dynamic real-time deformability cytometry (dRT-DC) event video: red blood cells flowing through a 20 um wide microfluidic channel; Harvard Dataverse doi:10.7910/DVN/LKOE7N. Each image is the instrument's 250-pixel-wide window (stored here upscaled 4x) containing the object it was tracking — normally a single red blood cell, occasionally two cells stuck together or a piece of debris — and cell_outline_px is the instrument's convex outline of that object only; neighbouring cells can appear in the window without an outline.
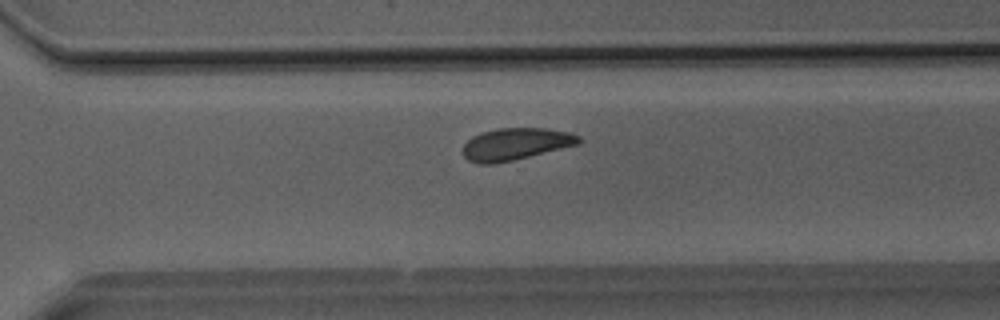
{"species": "Egyptian fruit bat (a non-hibernating species)", "species_latin": "Rousettus aegyptiacus", "temperature_condition": "room temperature", "stored_images_in_passage": 34, "camera_frame_rate_fps": 3000, "um_per_image_px": 0.085, "animal": {"sex": "male"}, "frame": {"image": 1, "passage_image": 22, "time_ms": 7.0, "image_size_px": [1000, 320], "cell_outline_px": [[584, 140], [580, 144], [496, 164], [480, 164], [468, 160], [464, 156], [464, 144], [472, 136], [480, 132], [496, 128], [548, 128], [568, 132], [580, 136]], "centroid_in_image_um": [43.85, 12.23], "position_along_channel_um": 326.7, "area_um2": 21.79}}
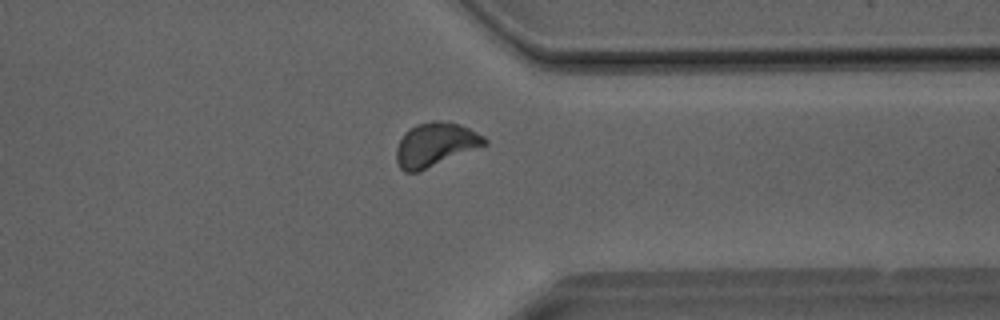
{"frame": {"image": 2, "passage_image": 25, "time_ms": 8.0, "image_size_px": [1000, 320], "cell_outline_px": [[488, 144], [416, 172], [404, 172], [400, 168], [396, 160], [396, 148], [404, 132], [408, 128], [416, 124], [432, 120], [440, 120], [460, 124], [484, 136], [488, 140]], "centroid_in_image_um": [36.98, 12.26], "position_along_channel_um": 374.4, "area_um2": 22.43}}
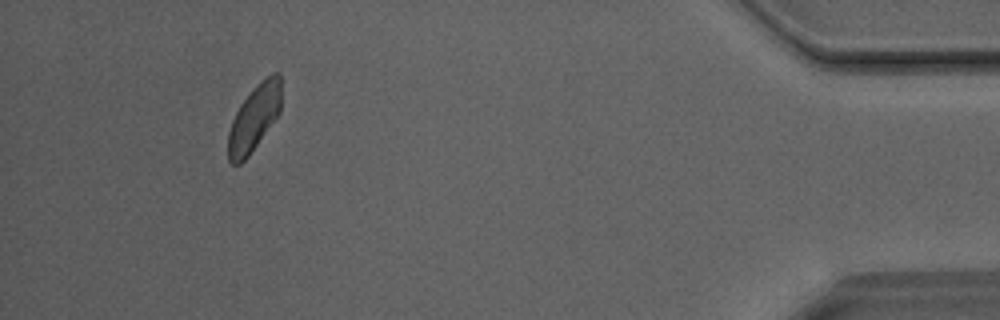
{"frame": {"image": 3, "passage_image": 31, "time_ms": 10.0, "image_size_px": [1000, 320], "cell_outline_px": [[280, 112], [248, 156], [240, 164], [232, 164], [228, 160], [228, 132], [232, 120], [240, 104], [252, 88], [260, 80], [272, 72], [280, 72]], "centroid_in_image_um": [21.59, 10.0], "position_along_channel_um": 413.6, "area_um2": 20.35}}